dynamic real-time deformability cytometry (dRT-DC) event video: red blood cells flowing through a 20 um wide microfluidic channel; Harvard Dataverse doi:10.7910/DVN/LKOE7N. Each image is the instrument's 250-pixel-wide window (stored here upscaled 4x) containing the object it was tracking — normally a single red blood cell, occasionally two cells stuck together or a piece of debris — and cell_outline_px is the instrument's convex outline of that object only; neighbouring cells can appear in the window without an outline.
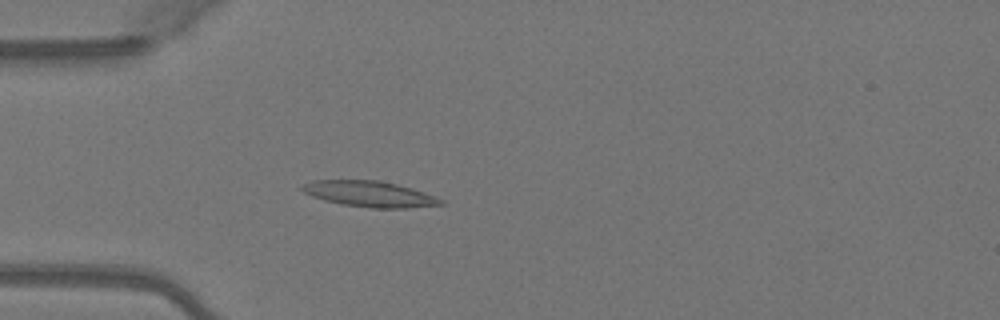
{"species": "Egyptian fruit bat (a non-hibernating species)", "species_latin": "Rousettus aegyptiacus", "temperature_condition": "warm", "stored_images_in_passage": 50, "camera_frame_rate_fps": 3000, "um_per_image_px": 0.085, "animal": {"sex": "female"}, "frame": {"image": 1, "passage_image": 15, "time_ms": 4.667, "image_size_px": [1000, 320], "cell_outline_px": [[444, 204], [404, 208], [372, 208], [340, 204], [324, 200], [312, 196], [304, 192], [300, 188], [300, 184], [312, 180], [380, 180], [412, 188], [436, 196], [444, 200]], "centroid_in_image_um": [31.39, 16.48], "position_along_channel_um": 53.6, "area_um2": 20.98}}
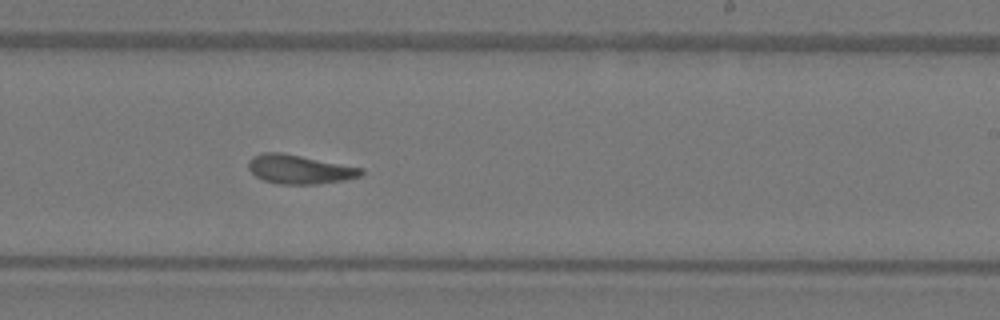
{"frame": {"image": 2, "passage_image": 31, "time_ms": 10.0, "image_size_px": [1000, 320], "cell_outline_px": [[364, 172], [360, 176], [344, 180], [316, 184], [276, 184], [264, 180], [256, 176], [248, 168], [248, 160], [252, 156], [264, 152], [280, 152], [364, 168]], "centroid_in_image_um": [25.44, 14.39], "position_along_channel_um": 263.6, "area_um2": 19.02}}
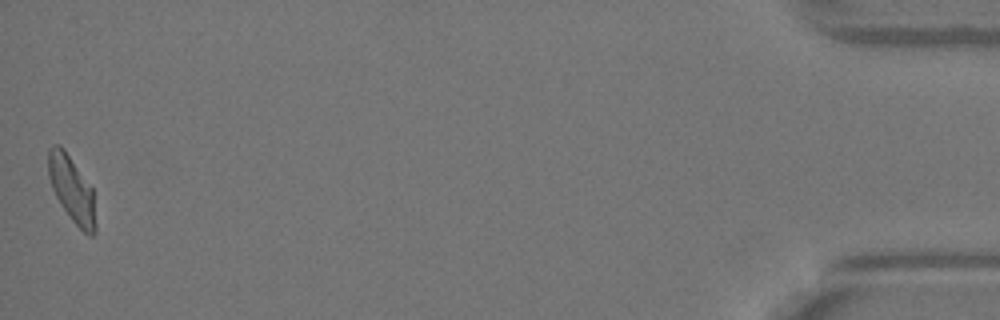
{"frame": {"image": 3, "passage_image": 50, "time_ms": 16.333, "image_size_px": [1000, 320], "cell_outline_px": [[96, 232], [92, 236], [88, 236], [72, 220], [60, 204], [52, 188], [48, 176], [48, 148], [52, 144], [60, 144], [64, 148], [92, 188], [96, 224]], "centroid_in_image_um": [6.09, 16.07], "position_along_channel_um": 429.1, "area_um2": 18.21}, "authors_computed_cell_mechanics": {"area_um2": 19.0451, "velocity_mm_per_s": 4.0853, "shape_relaxation_time_tau1_ms": 8.3579, "shape_relaxation_time_tau2_ms": 2.312, "deformation_change_tau1": 0.2205, "deformation_change_tau2": 0.0912}}